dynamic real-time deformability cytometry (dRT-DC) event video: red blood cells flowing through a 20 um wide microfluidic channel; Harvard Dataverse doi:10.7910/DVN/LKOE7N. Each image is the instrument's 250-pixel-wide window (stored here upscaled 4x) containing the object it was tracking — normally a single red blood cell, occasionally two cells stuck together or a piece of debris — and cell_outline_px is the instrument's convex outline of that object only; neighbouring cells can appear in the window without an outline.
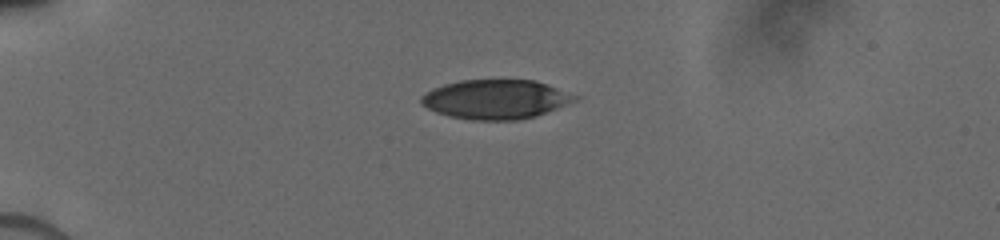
{"species": "human", "species_latin": "Homo sapiens", "temperature_condition": "cold", "stored_images_in_passage": 38, "camera_frame_rate_fps": 3000, "um_per_image_px": 0.085, "donor": {"sex": "male"}, "frame": {"image": 1, "passage_image": 1, "time_ms": 0.0, "image_size_px": [1000, 240], "cell_outline_px": [[580, 96], [576, 100], [536, 116], [520, 120], [472, 120], [448, 116], [436, 112], [420, 104], [420, 96], [432, 88], [444, 84], [460, 80], [536, 80]], "centroid_in_image_um": [42.11, 8.44], "position_along_channel_um": 42.9, "area_um2": 35.32}}
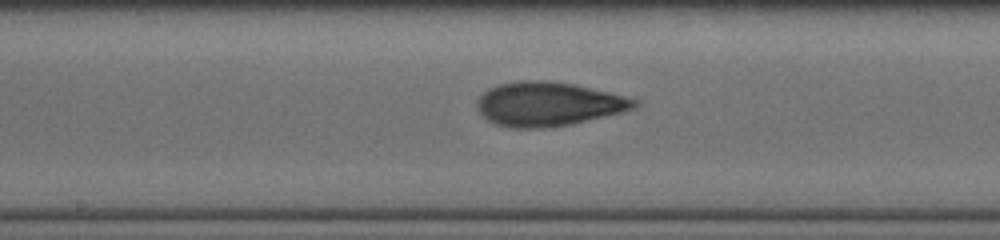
{"frame": {"image": 2, "passage_image": 16, "time_ms": 5.0, "image_size_px": [1000, 240], "cell_outline_px": [[640, 104], [636, 108], [624, 112], [572, 124], [548, 128], [512, 128], [496, 124], [488, 120], [480, 112], [476, 104], [480, 96], [488, 88], [500, 84], [520, 80], [548, 80], [572, 84], [608, 92], [640, 100]], "centroid_in_image_um": [46.63, 8.85], "position_along_channel_um": 201.6, "area_um2": 40.52}}
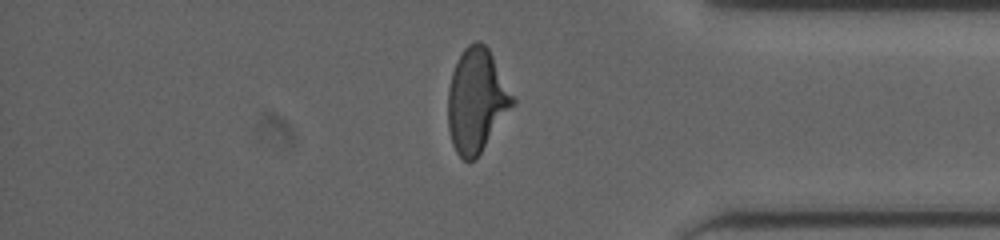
{"frame": {"image": 3, "passage_image": 31, "time_ms": 10.0, "image_size_px": [1000, 240], "cell_outline_px": [[516, 104], [476, 160], [464, 160], [456, 152], [452, 144], [448, 128], [448, 88], [452, 72], [464, 48], [468, 44], [476, 40], [480, 40], [488, 48], [516, 100]], "centroid_in_image_um": [40.52, 8.57], "position_along_channel_um": 394.7, "area_um2": 39.3}}